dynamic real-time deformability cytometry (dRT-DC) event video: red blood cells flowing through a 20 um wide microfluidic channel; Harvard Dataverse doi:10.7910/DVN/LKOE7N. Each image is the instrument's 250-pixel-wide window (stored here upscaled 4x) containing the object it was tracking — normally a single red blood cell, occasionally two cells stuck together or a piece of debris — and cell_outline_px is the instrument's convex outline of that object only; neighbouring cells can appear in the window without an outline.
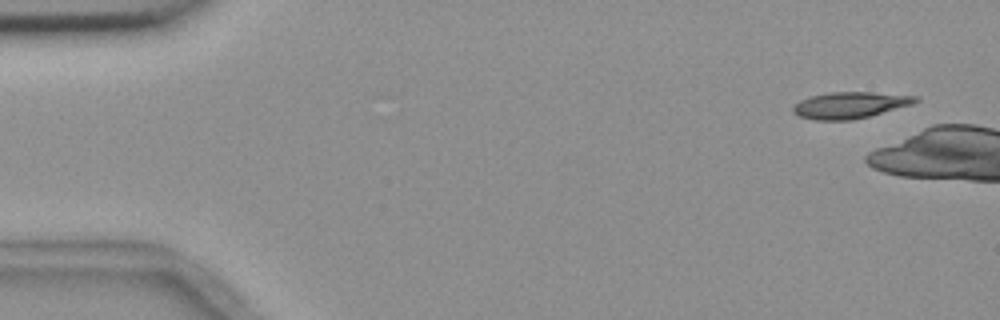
{"species": "common noctule bat (a hibernating species)", "species_latin": "Nyctalus noctula", "temperature_condition": "room temperature", "stored_images_in_passage": 3, "camera_frame_rate_fps": 3000, "um_per_image_px": 0.085, "animal": {"sex": "female", "body_mass_g": 18.4}, "frame": {"image": 1, "passage_image": 1, "time_ms": 0.0, "image_size_px": [1000, 320], "cell_outline_px": [[920, 100], [912, 104], [868, 116], [852, 120], [816, 120], [800, 116], [792, 112], [792, 104], [800, 100], [812, 96], [828, 92], [872, 92], [920, 96]], "centroid_in_image_um": [72.23, 8.92], "position_along_channel_um": 12.8, "area_um2": 18.84}}